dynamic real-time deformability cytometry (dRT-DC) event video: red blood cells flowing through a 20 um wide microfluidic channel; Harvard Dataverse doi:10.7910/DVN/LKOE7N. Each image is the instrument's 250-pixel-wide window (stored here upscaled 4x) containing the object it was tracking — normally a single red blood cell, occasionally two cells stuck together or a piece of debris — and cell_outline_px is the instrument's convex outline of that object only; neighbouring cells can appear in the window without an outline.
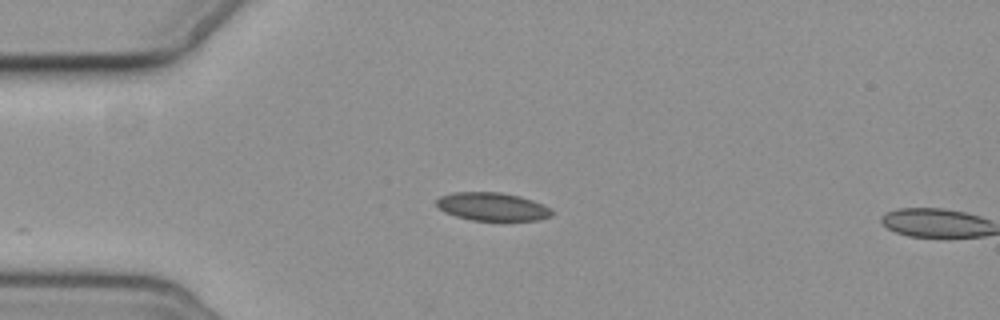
{"species": "common noctule bat (a hibernating species)", "species_latin": "Nyctalus noctula", "temperature_condition": "cold", "stored_images_in_passage": 3, "camera_frame_rate_fps": 3000, "um_per_image_px": 0.085, "animal": {"sex": "female", "body_mass_g": 19.3, "forearm_length_mm": 54.1}, "frame": {"image": 1, "passage_image": 2, "time_ms": 1.667, "image_size_px": [1000, 320], "cell_outline_px": [[552, 216], [540, 220], [472, 220], [456, 216], [444, 212], [436, 204], [436, 200], [440, 196], [452, 192], [500, 192], [520, 196], [544, 204], [552, 212]], "centroid_in_image_um": [41.84, 17.56], "position_along_channel_um": 43.2, "area_um2": 18.9}}